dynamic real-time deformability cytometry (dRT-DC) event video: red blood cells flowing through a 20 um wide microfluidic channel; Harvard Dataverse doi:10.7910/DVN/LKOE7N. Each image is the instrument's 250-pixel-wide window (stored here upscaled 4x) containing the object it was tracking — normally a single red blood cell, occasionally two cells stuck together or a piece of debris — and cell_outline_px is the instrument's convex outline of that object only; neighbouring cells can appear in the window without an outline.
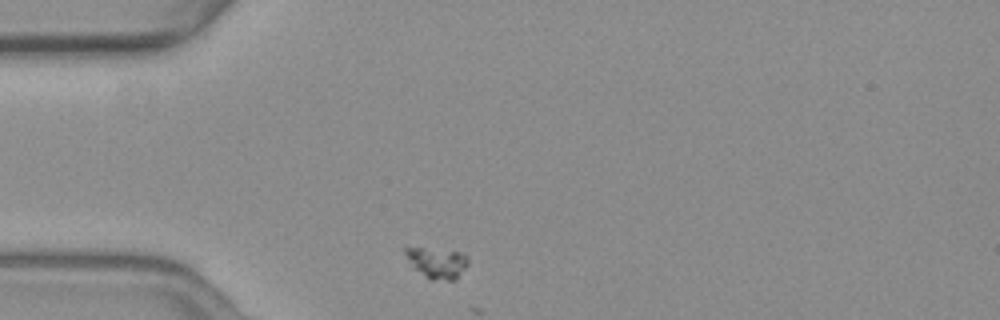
{"species": "common noctule bat (a hibernating species)", "species_latin": "Nyctalus noctula", "temperature_condition": "warm", "stored_images_in_passage": 3, "camera_frame_rate_fps": 3000, "um_per_image_px": 0.085, "animal": {"sex": "female", "body_mass_g": 19.3, "forearm_length_mm": 54.1}, "frame": {"image": 1, "passage_image": 1, "time_ms": 0.0, "image_size_px": [1000, 320], "cell_outline_px": [[468, 264], [456, 280], [428, 280], [412, 268], [404, 252], [404, 248], [424, 248], [464, 252], [468, 256]], "centroid_in_image_um": [37.15, 22.36], "position_along_channel_um": 47.8, "area_um2": 11.5}}